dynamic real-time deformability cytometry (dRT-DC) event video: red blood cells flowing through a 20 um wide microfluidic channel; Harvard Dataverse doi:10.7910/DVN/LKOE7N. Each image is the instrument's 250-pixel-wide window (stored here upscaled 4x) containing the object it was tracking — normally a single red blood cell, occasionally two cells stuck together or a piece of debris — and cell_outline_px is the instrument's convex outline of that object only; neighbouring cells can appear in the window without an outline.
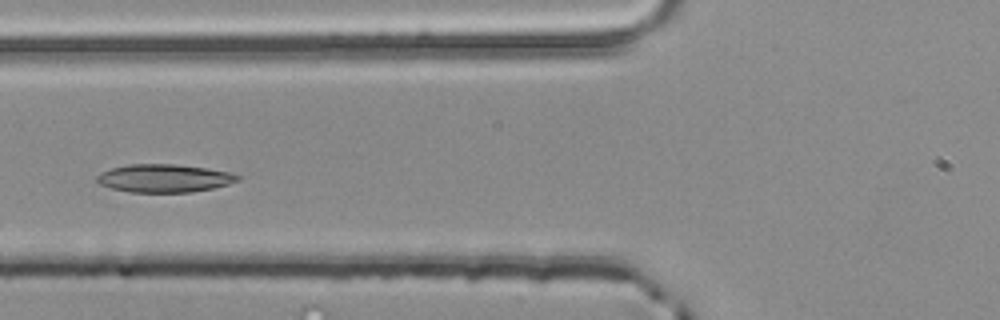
{"species": "common noctule bat (a hibernating species)", "species_latin": "Nyctalus noctula", "temperature_condition": "room temperature", "stored_images_in_passage": 4, "camera_frame_rate_fps": 3000, "um_per_image_px": 0.085, "animal": {"sex": "male", "body_mass_g": 20.4}, "frame": {"image": 1, "passage_image": 4, "time_ms": 1.0, "image_size_px": [1000, 320], "cell_outline_px": [[240, 180], [228, 184], [212, 188], [192, 192], [128, 192], [112, 188], [100, 184], [96, 180], [96, 176], [100, 172], [112, 168], [128, 164], [176, 164], [208, 168], [228, 172], [240, 176]], "centroid_in_image_um": [13.94, 15.15], "position_along_channel_um": 111.9, "area_um2": 23.0}}